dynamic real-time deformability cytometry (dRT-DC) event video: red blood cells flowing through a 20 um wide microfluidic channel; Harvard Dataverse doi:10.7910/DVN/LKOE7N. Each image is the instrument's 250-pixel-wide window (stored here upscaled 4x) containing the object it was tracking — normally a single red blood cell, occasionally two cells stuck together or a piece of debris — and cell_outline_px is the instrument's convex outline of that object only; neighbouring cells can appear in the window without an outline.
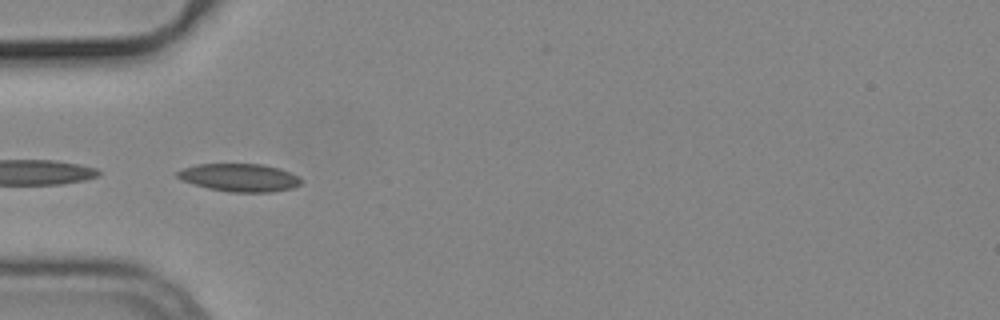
{"species": "common noctule bat (a hibernating species)", "species_latin": "Nyctalus noctula", "temperature_condition": "cold", "stored_images_in_passage": 26, "camera_frame_rate_fps": 3000, "um_per_image_px": 0.085, "animal": {"sex": "male", "body_mass_g": 19.2, "forearm_length_mm": 51.8}, "frame": {"image": 1, "passage_image": 13, "time_ms": 4.0, "image_size_px": [1000, 320], "cell_outline_px": [[300, 184], [292, 188], [272, 192], [228, 192], [208, 188], [184, 180], [176, 176], [176, 172], [184, 168], [196, 164], [264, 164], [280, 168], [296, 176], [300, 180]], "centroid_in_image_um": [20.36, 15.09], "position_along_channel_um": 64.6, "area_um2": 19.88}}